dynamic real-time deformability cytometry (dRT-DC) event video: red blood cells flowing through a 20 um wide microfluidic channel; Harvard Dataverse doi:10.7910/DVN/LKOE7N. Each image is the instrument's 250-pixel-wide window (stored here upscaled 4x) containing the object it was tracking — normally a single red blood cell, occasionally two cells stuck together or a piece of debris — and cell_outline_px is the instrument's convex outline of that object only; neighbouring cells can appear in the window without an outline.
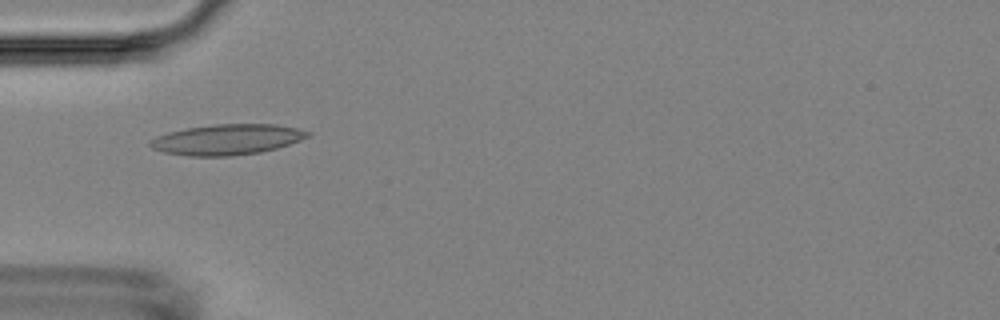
{"species": "Egyptian fruit bat (a non-hibernating species)", "species_latin": "Rousettus aegyptiacus", "temperature_condition": "room temperature", "stored_images_in_passage": 7, "camera_frame_rate_fps": 3000, "um_per_image_px": 0.085, "animal": {"sex": "female"}, "frame": {"image": 1, "passage_image": 5, "time_ms": 5.0, "image_size_px": [1000, 320], "cell_outline_px": [[312, 136], [276, 148], [260, 152], [232, 156], [192, 156], [164, 152], [152, 148], [148, 144], [148, 140], [156, 136], [168, 132], [188, 128], [216, 124], [276, 124], [300, 128], [312, 132]], "centroid_in_image_um": [19.33, 11.85], "position_along_channel_um": 65.7, "area_um2": 28.15}}
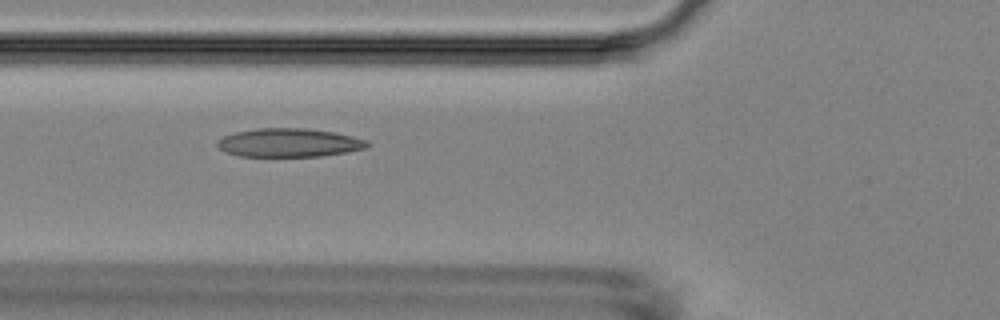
{"frame": {"image": 2, "passage_image": 6, "time_ms": 6.0, "image_size_px": [1000, 320], "cell_outline_px": [[372, 144], [364, 148], [344, 152], [320, 156], [240, 156], [224, 152], [216, 144], [224, 136], [236, 132], [260, 128], [304, 128], [332, 132], [352, 136], [364, 140]], "centroid_in_image_um": [24.55, 12.13], "position_along_channel_um": 101.3, "area_um2": 24.57}}